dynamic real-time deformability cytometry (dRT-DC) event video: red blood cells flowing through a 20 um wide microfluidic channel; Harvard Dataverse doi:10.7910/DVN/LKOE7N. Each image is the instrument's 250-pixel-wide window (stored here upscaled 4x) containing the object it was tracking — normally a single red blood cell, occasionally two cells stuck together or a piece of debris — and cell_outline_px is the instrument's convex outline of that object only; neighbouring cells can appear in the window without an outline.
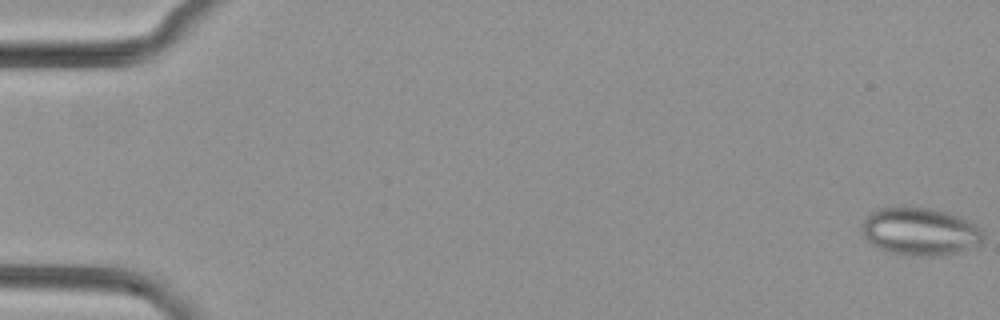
{"species": "common noctule bat (a hibernating species)", "species_latin": "Nyctalus noctula", "temperature_condition": "cold", "stored_images_in_passage": 6, "camera_frame_rate_fps": 3000, "um_per_image_px": 0.085, "animal": {"sex": "female", "body_mass_g": 29.2, "forearm_length_mm": 56.3}, "frame": {"image": 1, "passage_image": 1, "time_ms": 0.0, "image_size_px": [1000, 320], "cell_outline_px": [[984, 236], [980, 244], [960, 252], [940, 256], [920, 256], [888, 252], [872, 244], [860, 232], [860, 224], [872, 212], [880, 208], [896, 204], [904, 204], [932, 208], [948, 212], [968, 220]], "centroid_in_image_um": [78.14, 19.64], "position_along_channel_um": 6.9, "area_um2": 34.33}}